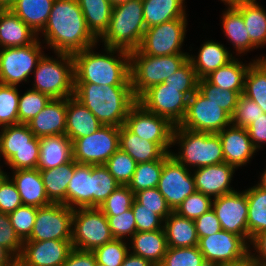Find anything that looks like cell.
<instances>
[{"mask_svg": "<svg viewBox=\"0 0 266 266\" xmlns=\"http://www.w3.org/2000/svg\"><path fill=\"white\" fill-rule=\"evenodd\" d=\"M147 111L167 118L173 125L183 120L188 105V97L181 88L167 86L164 82L147 89L138 99Z\"/></svg>", "mask_w": 266, "mask_h": 266, "instance_id": "16", "label": "cell"}, {"mask_svg": "<svg viewBox=\"0 0 266 266\" xmlns=\"http://www.w3.org/2000/svg\"><path fill=\"white\" fill-rule=\"evenodd\" d=\"M205 98L215 102L230 116L233 115L240 94L236 91L223 90L220 87L210 84L205 78L199 79L198 89Z\"/></svg>", "mask_w": 266, "mask_h": 266, "instance_id": "46", "label": "cell"}, {"mask_svg": "<svg viewBox=\"0 0 266 266\" xmlns=\"http://www.w3.org/2000/svg\"><path fill=\"white\" fill-rule=\"evenodd\" d=\"M62 266H97V261L92 251L73 249Z\"/></svg>", "mask_w": 266, "mask_h": 266, "instance_id": "62", "label": "cell"}, {"mask_svg": "<svg viewBox=\"0 0 266 266\" xmlns=\"http://www.w3.org/2000/svg\"><path fill=\"white\" fill-rule=\"evenodd\" d=\"M194 224L198 238L209 236L222 230L221 224L212 209L194 220Z\"/></svg>", "mask_w": 266, "mask_h": 266, "instance_id": "60", "label": "cell"}, {"mask_svg": "<svg viewBox=\"0 0 266 266\" xmlns=\"http://www.w3.org/2000/svg\"><path fill=\"white\" fill-rule=\"evenodd\" d=\"M0 246L7 249L17 260L21 256L23 241L11 226L8 214L0 212Z\"/></svg>", "mask_w": 266, "mask_h": 266, "instance_id": "57", "label": "cell"}, {"mask_svg": "<svg viewBox=\"0 0 266 266\" xmlns=\"http://www.w3.org/2000/svg\"><path fill=\"white\" fill-rule=\"evenodd\" d=\"M37 208L35 206L22 205L8 214L11 226L22 241L26 240L32 232Z\"/></svg>", "mask_w": 266, "mask_h": 266, "instance_id": "53", "label": "cell"}, {"mask_svg": "<svg viewBox=\"0 0 266 266\" xmlns=\"http://www.w3.org/2000/svg\"><path fill=\"white\" fill-rule=\"evenodd\" d=\"M244 19L250 41L261 48L266 44V9L257 0H249L235 7Z\"/></svg>", "mask_w": 266, "mask_h": 266, "instance_id": "39", "label": "cell"}, {"mask_svg": "<svg viewBox=\"0 0 266 266\" xmlns=\"http://www.w3.org/2000/svg\"><path fill=\"white\" fill-rule=\"evenodd\" d=\"M222 29L228 41L235 48L237 54H246L252 49H258L251 41L244 24L242 14L235 7H227L222 13Z\"/></svg>", "mask_w": 266, "mask_h": 266, "instance_id": "34", "label": "cell"}, {"mask_svg": "<svg viewBox=\"0 0 266 266\" xmlns=\"http://www.w3.org/2000/svg\"><path fill=\"white\" fill-rule=\"evenodd\" d=\"M252 251H254L255 253H252ZM249 253L253 257V259L259 264V266H266V231L257 234L250 241Z\"/></svg>", "mask_w": 266, "mask_h": 266, "instance_id": "63", "label": "cell"}, {"mask_svg": "<svg viewBox=\"0 0 266 266\" xmlns=\"http://www.w3.org/2000/svg\"><path fill=\"white\" fill-rule=\"evenodd\" d=\"M71 240L23 241L19 266H62L73 250Z\"/></svg>", "mask_w": 266, "mask_h": 266, "instance_id": "20", "label": "cell"}, {"mask_svg": "<svg viewBox=\"0 0 266 266\" xmlns=\"http://www.w3.org/2000/svg\"><path fill=\"white\" fill-rule=\"evenodd\" d=\"M76 164L72 160L65 165L40 171L47 197L52 203H62L67 206V187Z\"/></svg>", "mask_w": 266, "mask_h": 266, "instance_id": "35", "label": "cell"}, {"mask_svg": "<svg viewBox=\"0 0 266 266\" xmlns=\"http://www.w3.org/2000/svg\"><path fill=\"white\" fill-rule=\"evenodd\" d=\"M159 266H208L198 246L168 247Z\"/></svg>", "mask_w": 266, "mask_h": 266, "instance_id": "48", "label": "cell"}, {"mask_svg": "<svg viewBox=\"0 0 266 266\" xmlns=\"http://www.w3.org/2000/svg\"><path fill=\"white\" fill-rule=\"evenodd\" d=\"M11 179L20 194L23 205L39 208L52 204L47 197L40 170L37 168L13 170Z\"/></svg>", "mask_w": 266, "mask_h": 266, "instance_id": "25", "label": "cell"}, {"mask_svg": "<svg viewBox=\"0 0 266 266\" xmlns=\"http://www.w3.org/2000/svg\"><path fill=\"white\" fill-rule=\"evenodd\" d=\"M146 29L169 20L187 18L185 0H142Z\"/></svg>", "mask_w": 266, "mask_h": 266, "instance_id": "36", "label": "cell"}, {"mask_svg": "<svg viewBox=\"0 0 266 266\" xmlns=\"http://www.w3.org/2000/svg\"><path fill=\"white\" fill-rule=\"evenodd\" d=\"M16 0H0V9H10Z\"/></svg>", "mask_w": 266, "mask_h": 266, "instance_id": "69", "label": "cell"}, {"mask_svg": "<svg viewBox=\"0 0 266 266\" xmlns=\"http://www.w3.org/2000/svg\"><path fill=\"white\" fill-rule=\"evenodd\" d=\"M264 56L250 61L246 64L234 57L226 65L211 72L205 79L212 85L220 87L223 90L236 91L243 94L244 80L248 68L254 61H262Z\"/></svg>", "mask_w": 266, "mask_h": 266, "instance_id": "32", "label": "cell"}, {"mask_svg": "<svg viewBox=\"0 0 266 266\" xmlns=\"http://www.w3.org/2000/svg\"><path fill=\"white\" fill-rule=\"evenodd\" d=\"M39 145L37 169L40 171L56 168L73 160V142L65 134L40 137Z\"/></svg>", "mask_w": 266, "mask_h": 266, "instance_id": "24", "label": "cell"}, {"mask_svg": "<svg viewBox=\"0 0 266 266\" xmlns=\"http://www.w3.org/2000/svg\"><path fill=\"white\" fill-rule=\"evenodd\" d=\"M104 165L120 185H128L135 172L137 163L119 148Z\"/></svg>", "mask_w": 266, "mask_h": 266, "instance_id": "49", "label": "cell"}, {"mask_svg": "<svg viewBox=\"0 0 266 266\" xmlns=\"http://www.w3.org/2000/svg\"><path fill=\"white\" fill-rule=\"evenodd\" d=\"M187 25V18H178L149 27L145 30L137 50L151 56L188 54L181 50Z\"/></svg>", "mask_w": 266, "mask_h": 266, "instance_id": "11", "label": "cell"}, {"mask_svg": "<svg viewBox=\"0 0 266 266\" xmlns=\"http://www.w3.org/2000/svg\"><path fill=\"white\" fill-rule=\"evenodd\" d=\"M190 170L170 153L164 155L163 170L157 188L172 211L196 191L194 176Z\"/></svg>", "mask_w": 266, "mask_h": 266, "instance_id": "17", "label": "cell"}, {"mask_svg": "<svg viewBox=\"0 0 266 266\" xmlns=\"http://www.w3.org/2000/svg\"><path fill=\"white\" fill-rule=\"evenodd\" d=\"M103 125L74 96L67 98L65 135L73 142L98 131Z\"/></svg>", "mask_w": 266, "mask_h": 266, "instance_id": "26", "label": "cell"}, {"mask_svg": "<svg viewBox=\"0 0 266 266\" xmlns=\"http://www.w3.org/2000/svg\"><path fill=\"white\" fill-rule=\"evenodd\" d=\"M125 241V239H113L95 248L92 252L96 257L97 266H121L130 253V245Z\"/></svg>", "mask_w": 266, "mask_h": 266, "instance_id": "45", "label": "cell"}, {"mask_svg": "<svg viewBox=\"0 0 266 266\" xmlns=\"http://www.w3.org/2000/svg\"><path fill=\"white\" fill-rule=\"evenodd\" d=\"M44 43L55 52L73 55L97 45L88 30L77 0H55L48 21L40 32Z\"/></svg>", "mask_w": 266, "mask_h": 266, "instance_id": "1", "label": "cell"}, {"mask_svg": "<svg viewBox=\"0 0 266 266\" xmlns=\"http://www.w3.org/2000/svg\"><path fill=\"white\" fill-rule=\"evenodd\" d=\"M137 232L156 231L163 229L164 220L155 212L140 205L136 200L132 204Z\"/></svg>", "mask_w": 266, "mask_h": 266, "instance_id": "58", "label": "cell"}, {"mask_svg": "<svg viewBox=\"0 0 266 266\" xmlns=\"http://www.w3.org/2000/svg\"><path fill=\"white\" fill-rule=\"evenodd\" d=\"M212 200L210 196L195 191L189 195L174 212L194 221L212 209Z\"/></svg>", "mask_w": 266, "mask_h": 266, "instance_id": "52", "label": "cell"}, {"mask_svg": "<svg viewBox=\"0 0 266 266\" xmlns=\"http://www.w3.org/2000/svg\"><path fill=\"white\" fill-rule=\"evenodd\" d=\"M38 38L33 44L0 49V84L18 86L28 82L29 75L36 69L44 54Z\"/></svg>", "mask_w": 266, "mask_h": 266, "instance_id": "10", "label": "cell"}, {"mask_svg": "<svg viewBox=\"0 0 266 266\" xmlns=\"http://www.w3.org/2000/svg\"><path fill=\"white\" fill-rule=\"evenodd\" d=\"M145 30L142 0H129L113 6L109 28L100 42L131 52L140 46Z\"/></svg>", "mask_w": 266, "mask_h": 266, "instance_id": "5", "label": "cell"}, {"mask_svg": "<svg viewBox=\"0 0 266 266\" xmlns=\"http://www.w3.org/2000/svg\"><path fill=\"white\" fill-rule=\"evenodd\" d=\"M243 95L252 99L266 114V63L254 61L247 70Z\"/></svg>", "mask_w": 266, "mask_h": 266, "instance_id": "41", "label": "cell"}, {"mask_svg": "<svg viewBox=\"0 0 266 266\" xmlns=\"http://www.w3.org/2000/svg\"><path fill=\"white\" fill-rule=\"evenodd\" d=\"M88 30L98 40L109 28L113 4L110 0H77Z\"/></svg>", "mask_w": 266, "mask_h": 266, "instance_id": "38", "label": "cell"}, {"mask_svg": "<svg viewBox=\"0 0 266 266\" xmlns=\"http://www.w3.org/2000/svg\"><path fill=\"white\" fill-rule=\"evenodd\" d=\"M113 239L108 219L99 208L73 210L71 241L74 249L93 251Z\"/></svg>", "mask_w": 266, "mask_h": 266, "instance_id": "9", "label": "cell"}, {"mask_svg": "<svg viewBox=\"0 0 266 266\" xmlns=\"http://www.w3.org/2000/svg\"><path fill=\"white\" fill-rule=\"evenodd\" d=\"M0 156L11 170L35 169L40 154L39 138L27 124L0 128Z\"/></svg>", "mask_w": 266, "mask_h": 266, "instance_id": "8", "label": "cell"}, {"mask_svg": "<svg viewBox=\"0 0 266 266\" xmlns=\"http://www.w3.org/2000/svg\"><path fill=\"white\" fill-rule=\"evenodd\" d=\"M135 200V194L127 185H120L111 195L104 201L99 209L105 216H117L128 211Z\"/></svg>", "mask_w": 266, "mask_h": 266, "instance_id": "50", "label": "cell"}, {"mask_svg": "<svg viewBox=\"0 0 266 266\" xmlns=\"http://www.w3.org/2000/svg\"><path fill=\"white\" fill-rule=\"evenodd\" d=\"M66 110L67 98L51 99L27 125L38 138L65 134Z\"/></svg>", "mask_w": 266, "mask_h": 266, "instance_id": "23", "label": "cell"}, {"mask_svg": "<svg viewBox=\"0 0 266 266\" xmlns=\"http://www.w3.org/2000/svg\"><path fill=\"white\" fill-rule=\"evenodd\" d=\"M67 206L75 208L92 207V165L74 166V173L67 187Z\"/></svg>", "mask_w": 266, "mask_h": 266, "instance_id": "31", "label": "cell"}, {"mask_svg": "<svg viewBox=\"0 0 266 266\" xmlns=\"http://www.w3.org/2000/svg\"><path fill=\"white\" fill-rule=\"evenodd\" d=\"M129 239L130 253L150 261L155 266L161 264L168 249L164 228L156 231L136 232Z\"/></svg>", "mask_w": 266, "mask_h": 266, "instance_id": "29", "label": "cell"}, {"mask_svg": "<svg viewBox=\"0 0 266 266\" xmlns=\"http://www.w3.org/2000/svg\"><path fill=\"white\" fill-rule=\"evenodd\" d=\"M248 204L247 243L266 231V191L256 185L245 190Z\"/></svg>", "mask_w": 266, "mask_h": 266, "instance_id": "40", "label": "cell"}, {"mask_svg": "<svg viewBox=\"0 0 266 266\" xmlns=\"http://www.w3.org/2000/svg\"><path fill=\"white\" fill-rule=\"evenodd\" d=\"M7 172H4L3 169L0 167V182L4 179V177L7 175Z\"/></svg>", "mask_w": 266, "mask_h": 266, "instance_id": "71", "label": "cell"}, {"mask_svg": "<svg viewBox=\"0 0 266 266\" xmlns=\"http://www.w3.org/2000/svg\"><path fill=\"white\" fill-rule=\"evenodd\" d=\"M121 266H155L150 261L129 253Z\"/></svg>", "mask_w": 266, "mask_h": 266, "instance_id": "64", "label": "cell"}, {"mask_svg": "<svg viewBox=\"0 0 266 266\" xmlns=\"http://www.w3.org/2000/svg\"><path fill=\"white\" fill-rule=\"evenodd\" d=\"M198 248L208 266L236 262L249 254V244L241 236L226 230L199 238Z\"/></svg>", "mask_w": 266, "mask_h": 266, "instance_id": "18", "label": "cell"}, {"mask_svg": "<svg viewBox=\"0 0 266 266\" xmlns=\"http://www.w3.org/2000/svg\"><path fill=\"white\" fill-rule=\"evenodd\" d=\"M102 125L121 127L137 102L132 86L74 83V95Z\"/></svg>", "mask_w": 266, "mask_h": 266, "instance_id": "3", "label": "cell"}, {"mask_svg": "<svg viewBox=\"0 0 266 266\" xmlns=\"http://www.w3.org/2000/svg\"><path fill=\"white\" fill-rule=\"evenodd\" d=\"M263 61L266 63V55H265V57L263 58Z\"/></svg>", "mask_w": 266, "mask_h": 266, "instance_id": "72", "label": "cell"}, {"mask_svg": "<svg viewBox=\"0 0 266 266\" xmlns=\"http://www.w3.org/2000/svg\"><path fill=\"white\" fill-rule=\"evenodd\" d=\"M218 266H259V264L253 259V257L249 253L243 259H240L236 262H231Z\"/></svg>", "mask_w": 266, "mask_h": 266, "instance_id": "66", "label": "cell"}, {"mask_svg": "<svg viewBox=\"0 0 266 266\" xmlns=\"http://www.w3.org/2000/svg\"><path fill=\"white\" fill-rule=\"evenodd\" d=\"M231 125V116L198 90L188 98L186 114L179 124L190 131L219 133Z\"/></svg>", "mask_w": 266, "mask_h": 266, "instance_id": "13", "label": "cell"}, {"mask_svg": "<svg viewBox=\"0 0 266 266\" xmlns=\"http://www.w3.org/2000/svg\"><path fill=\"white\" fill-rule=\"evenodd\" d=\"M222 230L241 236L247 242L248 204L245 190L233 191L212 200Z\"/></svg>", "mask_w": 266, "mask_h": 266, "instance_id": "19", "label": "cell"}, {"mask_svg": "<svg viewBox=\"0 0 266 266\" xmlns=\"http://www.w3.org/2000/svg\"><path fill=\"white\" fill-rule=\"evenodd\" d=\"M178 144L179 152H170L185 168L197 169L224 162L222 143L217 133L190 131L174 126L172 145Z\"/></svg>", "mask_w": 266, "mask_h": 266, "instance_id": "4", "label": "cell"}, {"mask_svg": "<svg viewBox=\"0 0 266 266\" xmlns=\"http://www.w3.org/2000/svg\"><path fill=\"white\" fill-rule=\"evenodd\" d=\"M126 1H129V0H110V2L113 4V6L120 4V3H123V2H126Z\"/></svg>", "mask_w": 266, "mask_h": 266, "instance_id": "70", "label": "cell"}, {"mask_svg": "<svg viewBox=\"0 0 266 266\" xmlns=\"http://www.w3.org/2000/svg\"><path fill=\"white\" fill-rule=\"evenodd\" d=\"M36 34L11 9H0V49L33 44Z\"/></svg>", "mask_w": 266, "mask_h": 266, "instance_id": "27", "label": "cell"}, {"mask_svg": "<svg viewBox=\"0 0 266 266\" xmlns=\"http://www.w3.org/2000/svg\"><path fill=\"white\" fill-rule=\"evenodd\" d=\"M0 266H17V259L2 246H0Z\"/></svg>", "mask_w": 266, "mask_h": 266, "instance_id": "65", "label": "cell"}, {"mask_svg": "<svg viewBox=\"0 0 266 266\" xmlns=\"http://www.w3.org/2000/svg\"><path fill=\"white\" fill-rule=\"evenodd\" d=\"M51 98L39 91L27 89L19 96L18 122L27 124L49 103Z\"/></svg>", "mask_w": 266, "mask_h": 266, "instance_id": "47", "label": "cell"}, {"mask_svg": "<svg viewBox=\"0 0 266 266\" xmlns=\"http://www.w3.org/2000/svg\"><path fill=\"white\" fill-rule=\"evenodd\" d=\"M19 96L17 86L0 84V128L19 124Z\"/></svg>", "mask_w": 266, "mask_h": 266, "instance_id": "44", "label": "cell"}, {"mask_svg": "<svg viewBox=\"0 0 266 266\" xmlns=\"http://www.w3.org/2000/svg\"><path fill=\"white\" fill-rule=\"evenodd\" d=\"M57 59L42 55L34 70L33 90L51 99L74 95V60L71 54L55 52Z\"/></svg>", "mask_w": 266, "mask_h": 266, "instance_id": "7", "label": "cell"}, {"mask_svg": "<svg viewBox=\"0 0 266 266\" xmlns=\"http://www.w3.org/2000/svg\"><path fill=\"white\" fill-rule=\"evenodd\" d=\"M55 0H16L10 8L38 38L45 27Z\"/></svg>", "mask_w": 266, "mask_h": 266, "instance_id": "37", "label": "cell"}, {"mask_svg": "<svg viewBox=\"0 0 266 266\" xmlns=\"http://www.w3.org/2000/svg\"><path fill=\"white\" fill-rule=\"evenodd\" d=\"M135 200L140 205L144 206V208H148L155 212L163 220H165L173 212L157 187L136 192Z\"/></svg>", "mask_w": 266, "mask_h": 266, "instance_id": "55", "label": "cell"}, {"mask_svg": "<svg viewBox=\"0 0 266 266\" xmlns=\"http://www.w3.org/2000/svg\"><path fill=\"white\" fill-rule=\"evenodd\" d=\"M263 173L261 174L260 177V182L256 184L257 187H259L262 190L266 191V168L264 169Z\"/></svg>", "mask_w": 266, "mask_h": 266, "instance_id": "68", "label": "cell"}, {"mask_svg": "<svg viewBox=\"0 0 266 266\" xmlns=\"http://www.w3.org/2000/svg\"><path fill=\"white\" fill-rule=\"evenodd\" d=\"M120 184L103 165H92V207L99 208Z\"/></svg>", "mask_w": 266, "mask_h": 266, "instance_id": "43", "label": "cell"}, {"mask_svg": "<svg viewBox=\"0 0 266 266\" xmlns=\"http://www.w3.org/2000/svg\"><path fill=\"white\" fill-rule=\"evenodd\" d=\"M168 247L182 248L198 246V235L193 220L172 212L163 225Z\"/></svg>", "mask_w": 266, "mask_h": 266, "instance_id": "33", "label": "cell"}, {"mask_svg": "<svg viewBox=\"0 0 266 266\" xmlns=\"http://www.w3.org/2000/svg\"><path fill=\"white\" fill-rule=\"evenodd\" d=\"M246 129L254 148L258 151L266 144V114L255 119Z\"/></svg>", "mask_w": 266, "mask_h": 266, "instance_id": "61", "label": "cell"}, {"mask_svg": "<svg viewBox=\"0 0 266 266\" xmlns=\"http://www.w3.org/2000/svg\"><path fill=\"white\" fill-rule=\"evenodd\" d=\"M232 55L223 44L207 40L201 44L197 56L189 53L188 60L192 63L197 77L202 79L230 62L234 58Z\"/></svg>", "mask_w": 266, "mask_h": 266, "instance_id": "28", "label": "cell"}, {"mask_svg": "<svg viewBox=\"0 0 266 266\" xmlns=\"http://www.w3.org/2000/svg\"><path fill=\"white\" fill-rule=\"evenodd\" d=\"M235 169L225 162L192 169L196 191L212 199L235 191L230 185Z\"/></svg>", "mask_w": 266, "mask_h": 266, "instance_id": "21", "label": "cell"}, {"mask_svg": "<svg viewBox=\"0 0 266 266\" xmlns=\"http://www.w3.org/2000/svg\"><path fill=\"white\" fill-rule=\"evenodd\" d=\"M120 127L103 125L98 131L73 141V160L103 165L119 149Z\"/></svg>", "mask_w": 266, "mask_h": 266, "instance_id": "12", "label": "cell"}, {"mask_svg": "<svg viewBox=\"0 0 266 266\" xmlns=\"http://www.w3.org/2000/svg\"><path fill=\"white\" fill-rule=\"evenodd\" d=\"M124 125L141 139L158 143L167 153L171 152L175 125L167 118L147 111L136 102L130 108Z\"/></svg>", "mask_w": 266, "mask_h": 266, "instance_id": "14", "label": "cell"}, {"mask_svg": "<svg viewBox=\"0 0 266 266\" xmlns=\"http://www.w3.org/2000/svg\"><path fill=\"white\" fill-rule=\"evenodd\" d=\"M189 54L151 56L133 50L129 53L130 83L136 99L150 87L163 83L187 61Z\"/></svg>", "mask_w": 266, "mask_h": 266, "instance_id": "6", "label": "cell"}, {"mask_svg": "<svg viewBox=\"0 0 266 266\" xmlns=\"http://www.w3.org/2000/svg\"><path fill=\"white\" fill-rule=\"evenodd\" d=\"M20 194L10 175H6L0 182V212L9 214L22 206Z\"/></svg>", "mask_w": 266, "mask_h": 266, "instance_id": "59", "label": "cell"}, {"mask_svg": "<svg viewBox=\"0 0 266 266\" xmlns=\"http://www.w3.org/2000/svg\"><path fill=\"white\" fill-rule=\"evenodd\" d=\"M108 219L111 234L114 239L126 240L131 238L136 232V221L133 215V210L128 211L117 216H106Z\"/></svg>", "mask_w": 266, "mask_h": 266, "instance_id": "56", "label": "cell"}, {"mask_svg": "<svg viewBox=\"0 0 266 266\" xmlns=\"http://www.w3.org/2000/svg\"><path fill=\"white\" fill-rule=\"evenodd\" d=\"M226 5V7H236L240 5L241 3H244L249 0H220Z\"/></svg>", "mask_w": 266, "mask_h": 266, "instance_id": "67", "label": "cell"}, {"mask_svg": "<svg viewBox=\"0 0 266 266\" xmlns=\"http://www.w3.org/2000/svg\"><path fill=\"white\" fill-rule=\"evenodd\" d=\"M73 210L62 203L37 208L32 232L24 241L71 240Z\"/></svg>", "mask_w": 266, "mask_h": 266, "instance_id": "15", "label": "cell"}, {"mask_svg": "<svg viewBox=\"0 0 266 266\" xmlns=\"http://www.w3.org/2000/svg\"><path fill=\"white\" fill-rule=\"evenodd\" d=\"M119 148L137 164L159 160L167 153L158 143L141 139L125 125L120 127Z\"/></svg>", "mask_w": 266, "mask_h": 266, "instance_id": "30", "label": "cell"}, {"mask_svg": "<svg viewBox=\"0 0 266 266\" xmlns=\"http://www.w3.org/2000/svg\"><path fill=\"white\" fill-rule=\"evenodd\" d=\"M198 81L199 78L196 71L188 60L178 71L169 76L164 83L170 87L181 88V92L189 98L197 91Z\"/></svg>", "mask_w": 266, "mask_h": 266, "instance_id": "51", "label": "cell"}, {"mask_svg": "<svg viewBox=\"0 0 266 266\" xmlns=\"http://www.w3.org/2000/svg\"><path fill=\"white\" fill-rule=\"evenodd\" d=\"M164 156L159 160L139 163L136 165L135 172L128 183V188L135 194L138 191L158 186L163 170Z\"/></svg>", "mask_w": 266, "mask_h": 266, "instance_id": "42", "label": "cell"}, {"mask_svg": "<svg viewBox=\"0 0 266 266\" xmlns=\"http://www.w3.org/2000/svg\"><path fill=\"white\" fill-rule=\"evenodd\" d=\"M217 134L222 143L224 162L235 167L236 170L246 166L254 157L257 150L254 148L246 128L231 124Z\"/></svg>", "mask_w": 266, "mask_h": 266, "instance_id": "22", "label": "cell"}, {"mask_svg": "<svg viewBox=\"0 0 266 266\" xmlns=\"http://www.w3.org/2000/svg\"><path fill=\"white\" fill-rule=\"evenodd\" d=\"M264 114L263 110L252 99L243 94L237 100V105L231 116V124L246 128L255 119Z\"/></svg>", "mask_w": 266, "mask_h": 266, "instance_id": "54", "label": "cell"}, {"mask_svg": "<svg viewBox=\"0 0 266 266\" xmlns=\"http://www.w3.org/2000/svg\"><path fill=\"white\" fill-rule=\"evenodd\" d=\"M96 47L94 45L72 55L74 83L132 86L129 70L130 52L104 46L105 53L99 54L94 51Z\"/></svg>", "mask_w": 266, "mask_h": 266, "instance_id": "2", "label": "cell"}]
</instances>
